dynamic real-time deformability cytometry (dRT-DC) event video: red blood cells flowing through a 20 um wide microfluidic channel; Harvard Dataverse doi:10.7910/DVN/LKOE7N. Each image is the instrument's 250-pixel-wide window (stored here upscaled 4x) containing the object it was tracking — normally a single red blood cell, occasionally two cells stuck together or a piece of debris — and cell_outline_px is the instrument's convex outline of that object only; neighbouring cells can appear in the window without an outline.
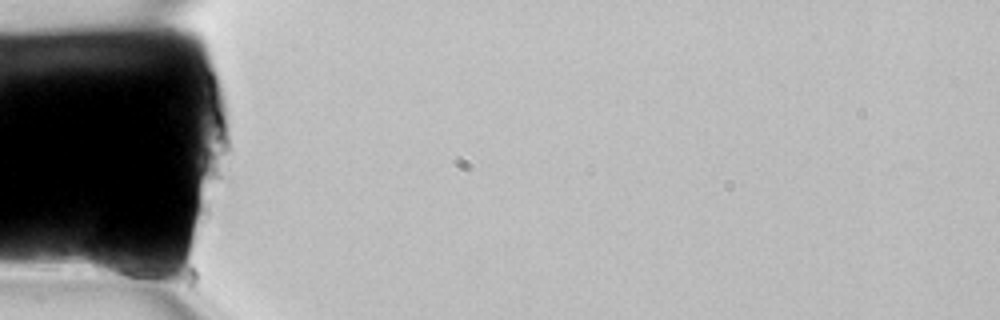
{"species": "common noctule bat (a hibernating species)", "species_latin": "Nyctalus noctula", "temperature_condition": "room temperature", "stored_images_in_passage": 2, "camera_frame_rate_fps": 3000, "um_per_image_px": 0.085, "animal": {"sex": "female", "body_mass_g": 22.7, "forearm_length_mm": 54.2}, "frame": {"image": 1, "passage_image": 1, "time_ms": 0.0, "image_size_px": [1000, 320], "cell_outline_px": [[160, 272], [144, 288], [92, 272], [88, 264], [88, 256], [92, 240], [96, 236], [136, 252], [156, 268]], "centroid_in_image_um": [10.2, 22.39], "position_along_channel_um": 74.8, "area_um2": 15.37}}